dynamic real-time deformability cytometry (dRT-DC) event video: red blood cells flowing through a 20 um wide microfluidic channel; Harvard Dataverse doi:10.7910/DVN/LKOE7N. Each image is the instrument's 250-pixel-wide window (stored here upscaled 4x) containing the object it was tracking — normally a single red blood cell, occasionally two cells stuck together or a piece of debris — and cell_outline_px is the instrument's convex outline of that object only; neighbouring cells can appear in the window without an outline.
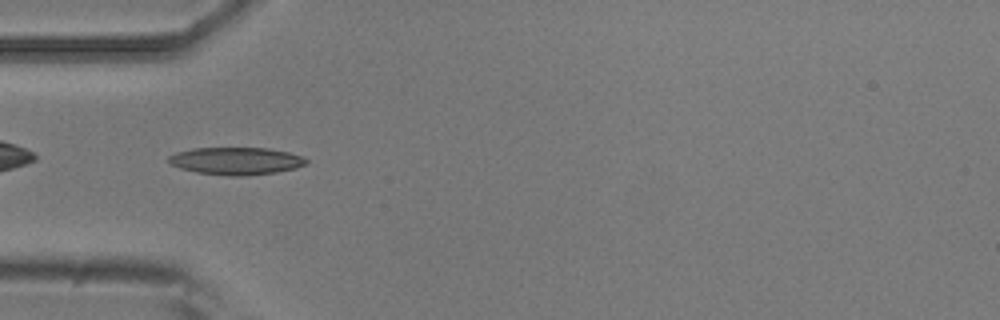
{"species": "common noctule bat (a hibernating species)", "species_latin": "Nyctalus noctula", "temperature_condition": "room temperature", "stored_images_in_passage": 6, "camera_frame_rate_fps": 3000, "um_per_image_px": 0.085, "animal": {"sex": "male", "body_mass_g": 20.5, "forearm_length_mm": 52.5}, "frame": {"image": 1, "passage_image": 5, "time_ms": 1.333, "image_size_px": [1000, 320], "cell_outline_px": [[308, 160], [304, 164], [296, 168], [276, 172], [244, 176], [232, 176], [196, 172], [180, 168], [168, 164], [168, 156], [176, 152], [192, 148], [268, 148], [288, 152], [300, 156]], "centroid_in_image_um": [20.01, 13.68], "position_along_channel_um": 65.0, "area_um2": 21.96}}
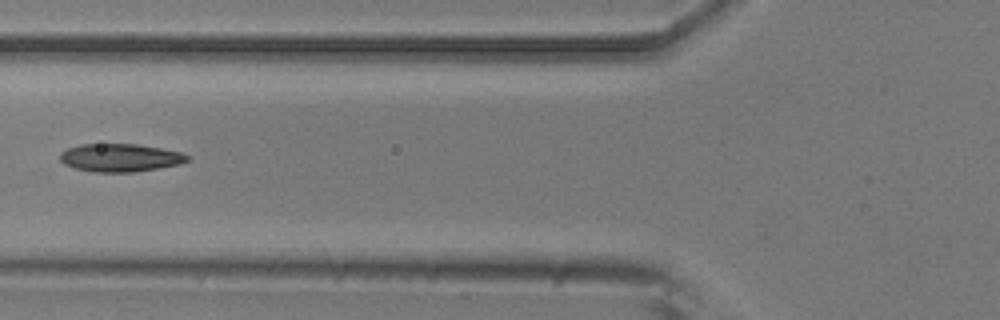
{"frame": {"image": 2, "passage_image": 6, "time_ms": 1.667, "image_size_px": [1000, 320], "cell_outline_px": [[188, 160], [180, 164], [136, 172], [92, 172], [76, 168], [64, 164], [60, 160], [60, 152], [68, 148], [80, 144], [136, 144], [160, 148], [180, 152], [188, 156]], "centroid_in_image_um": [10.18, 13.41], "position_along_channel_um": 115.6, "area_um2": 20.69}}